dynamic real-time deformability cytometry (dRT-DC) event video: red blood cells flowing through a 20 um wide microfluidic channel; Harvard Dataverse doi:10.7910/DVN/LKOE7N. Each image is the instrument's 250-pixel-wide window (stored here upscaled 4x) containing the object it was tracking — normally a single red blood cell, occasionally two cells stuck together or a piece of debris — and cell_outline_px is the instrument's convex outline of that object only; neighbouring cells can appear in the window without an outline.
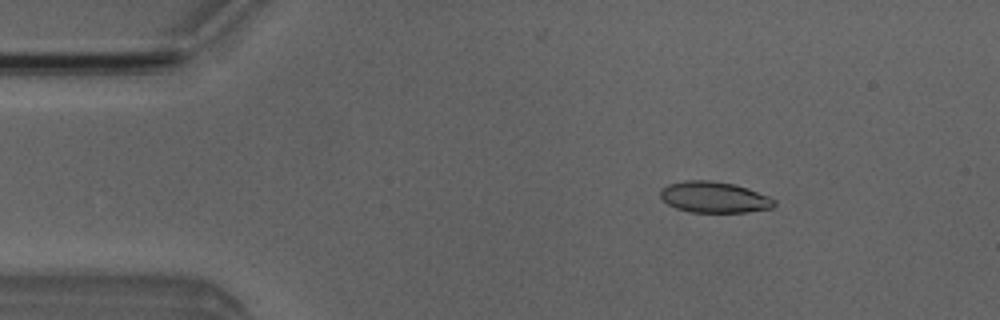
{"species": "Egyptian fruit bat (a non-hibernating species)", "species_latin": "Rousettus aegyptiacus", "temperature_condition": "room temperature", "stored_images_in_passage": 5, "camera_frame_rate_fps": 3000, "um_per_image_px": 0.085, "animal": {"sex": "male"}, "frame": {"image": 1, "passage_image": 2, "time_ms": 1.333, "image_size_px": [1000, 320], "cell_outline_px": [[776, 204], [772, 208], [744, 212], [692, 212], [676, 208], [668, 204], [660, 196], [660, 188], [668, 184], [684, 180], [712, 180], [732, 184], [748, 188], [768, 196], [776, 200]], "centroid_in_image_um": [60.69, 16.75], "position_along_channel_um": 24.3, "area_um2": 20.63}}